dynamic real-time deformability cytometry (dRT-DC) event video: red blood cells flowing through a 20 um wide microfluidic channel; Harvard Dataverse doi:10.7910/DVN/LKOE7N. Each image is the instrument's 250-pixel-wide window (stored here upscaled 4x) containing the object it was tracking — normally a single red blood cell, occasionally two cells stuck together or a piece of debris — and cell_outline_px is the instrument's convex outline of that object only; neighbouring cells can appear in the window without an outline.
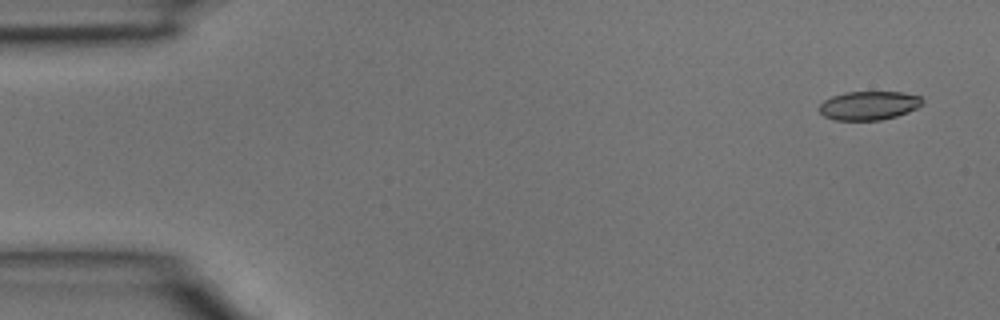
{"species": "common noctule bat (a hibernating species)", "species_latin": "Nyctalus noctula", "temperature_condition": "room temperature", "stored_images_in_passage": 3, "segment_of_instrument_passage": [2, 2], "camera_frame_rate_fps": 3000, "um_per_image_px": 0.085, "animal": {"sex": "male", "body_mass_g": 15.6}, "frame": {"image": 1, "passage_image": 3, "time_ms": 0.667, "image_size_px": [1000, 320], "cell_outline_px": [[924, 104], [908, 112], [896, 116], [880, 120], [836, 120], [824, 116], [820, 112], [820, 104], [824, 100], [832, 96], [844, 92], [900, 92], [920, 96], [924, 100]], "centroid_in_image_um": [73.87, 8.96], "position_along_channel_um": 11.1, "area_um2": 17.28}}